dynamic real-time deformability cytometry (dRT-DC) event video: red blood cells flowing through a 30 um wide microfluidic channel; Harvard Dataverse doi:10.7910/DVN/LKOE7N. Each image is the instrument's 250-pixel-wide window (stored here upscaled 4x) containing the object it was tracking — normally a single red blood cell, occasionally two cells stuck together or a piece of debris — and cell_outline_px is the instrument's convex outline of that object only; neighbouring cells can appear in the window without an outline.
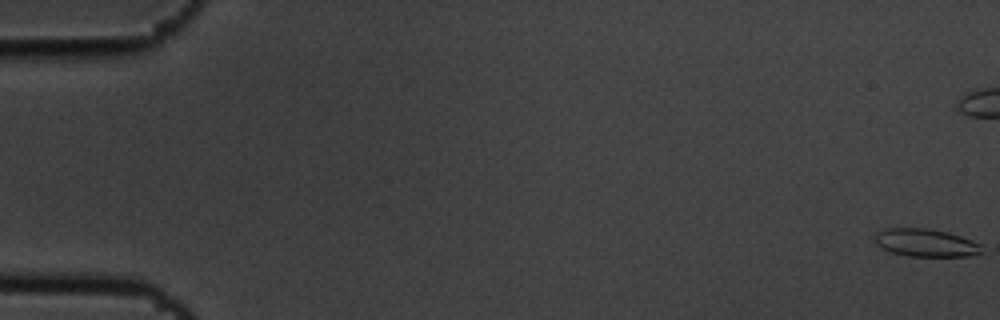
{"species": "common noctule bat (a hibernating species)", "species_latin": "Nyctalus noctula", "temperature_condition": "cold", "stored_images_in_passage": 8, "camera_frame_rate_fps": 3000, "um_per_image_px": 0.085, "animal": {"sex": "male", "body_mass_g": 19.5, "forearm_length_mm": 54.6}, "frame": {"image": 1, "passage_image": 1, "time_ms": 0.0, "image_size_px": [1000, 320], "cell_outline_px": [[984, 248], [980, 252], [968, 256], [908, 256], [892, 252], [876, 244], [872, 236], [888, 228], [928, 228], [948, 232], [972, 240], [980, 244]], "centroid_in_image_um": [78.69, 20.63], "position_along_channel_um": 6.3, "area_um2": 17.22}}
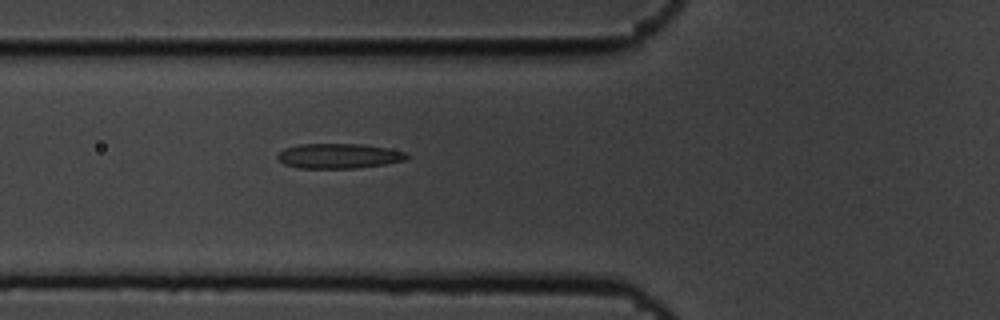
{"frame": {"image": 2, "passage_image": 8, "time_ms": 2.333, "image_size_px": [1000, 320], "cell_outline_px": [[408, 160], [384, 164], [356, 168], [296, 168], [284, 164], [276, 156], [284, 148], [300, 144], [360, 144], [388, 148], [408, 152]], "centroid_in_image_um": [28.82, 13.26], "position_along_channel_um": 97.0, "area_um2": 18.84}}